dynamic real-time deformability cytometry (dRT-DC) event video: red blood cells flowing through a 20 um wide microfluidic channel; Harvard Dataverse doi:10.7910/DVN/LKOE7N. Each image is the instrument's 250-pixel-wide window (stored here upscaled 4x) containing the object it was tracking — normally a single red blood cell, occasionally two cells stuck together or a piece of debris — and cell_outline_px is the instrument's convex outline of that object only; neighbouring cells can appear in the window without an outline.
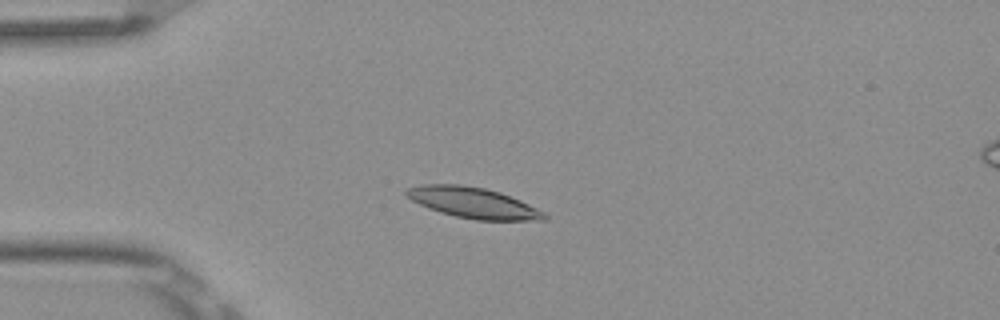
{"species": "Egyptian fruit bat (a non-hibernating species)", "species_latin": "Rousettus aegyptiacus", "temperature_condition": "room temperature", "stored_images_in_passage": 5, "camera_frame_rate_fps": 3000, "um_per_image_px": 0.085, "frame": {"image": 1, "passage_image": 4, "time_ms": 1.0, "image_size_px": [1000, 320], "cell_outline_px": [[548, 216], [544, 220], [476, 220], [456, 216], [440, 212], [428, 208], [412, 200], [404, 192], [408, 188], [420, 184], [460, 184], [484, 188], [500, 192], [520, 200], [544, 212]], "centroid_in_image_um": [40.21, 17.23], "position_along_channel_um": 44.8, "area_um2": 24.51}}